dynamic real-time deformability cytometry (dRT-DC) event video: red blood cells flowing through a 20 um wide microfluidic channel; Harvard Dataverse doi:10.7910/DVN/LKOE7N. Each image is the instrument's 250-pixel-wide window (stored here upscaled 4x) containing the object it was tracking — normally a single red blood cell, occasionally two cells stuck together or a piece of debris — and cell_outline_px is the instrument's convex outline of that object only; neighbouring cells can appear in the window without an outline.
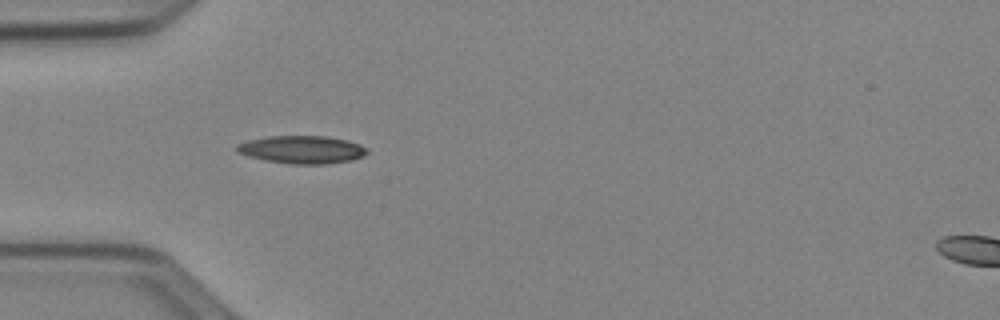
{"species": "Egyptian fruit bat (a non-hibernating species)", "species_latin": "Rousettus aegyptiacus", "temperature_condition": "cold", "stored_images_in_passage": 20, "camera_frame_rate_fps": 3000, "um_per_image_px": 0.085, "animal": {"sex": "female"}, "frame": {"image": 1, "passage_image": 1, "time_ms": 0.0, "image_size_px": [1000, 320], "cell_outline_px": [[368, 152], [364, 156], [352, 160], [324, 164], [292, 164], [264, 160], [248, 156], [236, 152], [236, 144], [248, 140], [268, 136], [328, 136], [348, 140], [360, 144], [368, 148]], "centroid_in_image_um": [25.68, 12.71], "position_along_channel_um": 59.3, "area_um2": 21.33}}
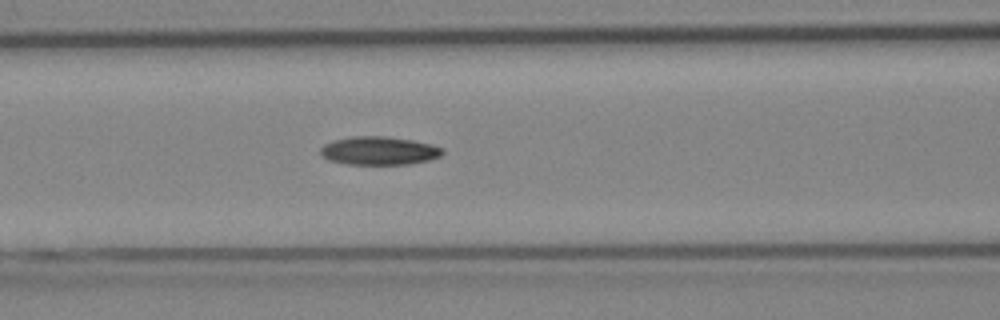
{"frame": {"image": 2, "passage_image": 7, "time_ms": 2.0, "image_size_px": [1000, 320], "cell_outline_px": [[444, 152], [440, 156], [428, 160], [408, 164], [348, 164], [328, 160], [320, 152], [320, 148], [324, 144], [332, 140], [352, 136], [384, 136], [412, 140], [432, 144], [440, 148]], "centroid_in_image_um": [32.19, 12.8], "position_along_channel_um": 134.4, "area_um2": 20.06}}
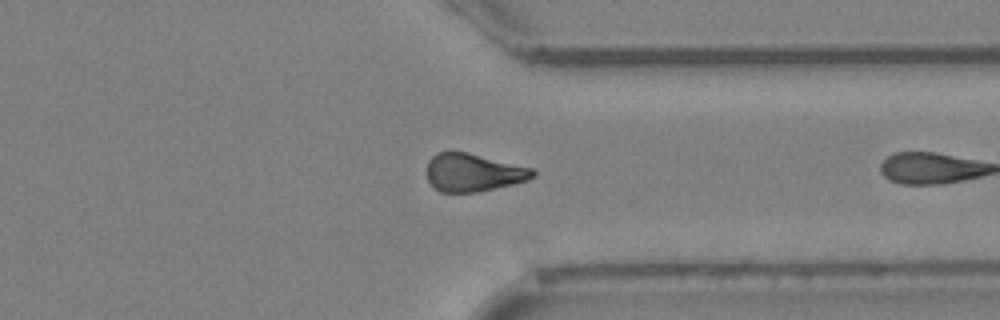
{"frame": {"image": 3, "passage_image": 19, "time_ms": 6.0, "image_size_px": [1000, 320], "cell_outline_px": [[536, 176], [528, 180], [512, 184], [476, 192], [440, 192], [428, 180], [428, 160], [436, 152], [468, 152], [532, 168], [536, 172]], "centroid_in_image_um": [40.24, 14.66], "position_along_channel_um": 371.2, "area_um2": 23.24}}